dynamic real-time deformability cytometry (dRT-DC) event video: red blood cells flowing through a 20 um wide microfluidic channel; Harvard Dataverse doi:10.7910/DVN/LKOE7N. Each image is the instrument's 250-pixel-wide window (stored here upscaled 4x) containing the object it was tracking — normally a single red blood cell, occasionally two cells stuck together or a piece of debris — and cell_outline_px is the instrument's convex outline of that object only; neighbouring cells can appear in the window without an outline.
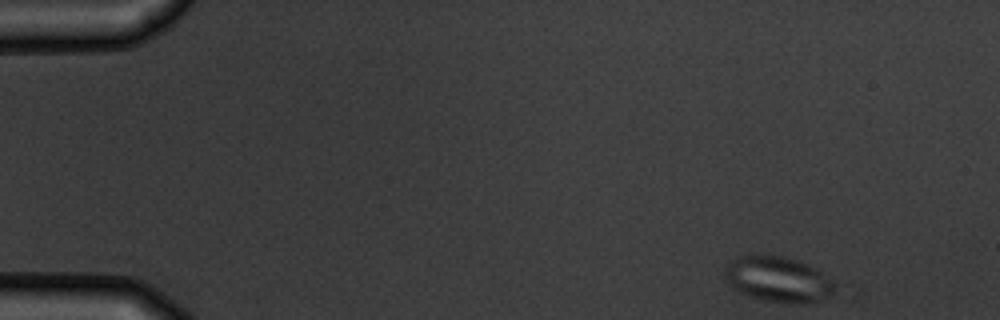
{"species": "common noctule bat (a hibernating species)", "species_latin": "Nyctalus noctula", "temperature_condition": "warm", "stored_images_in_passage": 4, "camera_frame_rate_fps": 3000, "um_per_image_px": 0.085, "animal": {"sex": "male", "body_mass_g": 19.5, "forearm_length_mm": 54.6}, "frame": {"image": 1, "passage_image": 1, "time_ms": 0.0, "image_size_px": [1000, 320], "cell_outline_px": [[836, 284], [832, 296], [820, 300], [800, 304], [788, 304], [764, 300], [740, 292], [732, 288], [728, 284], [724, 276], [724, 268], [732, 260], [740, 256], [780, 256], [796, 260], [808, 264], [816, 268], [832, 280]], "centroid_in_image_um": [66.16, 23.77], "position_along_channel_um": 18.8, "area_um2": 29.13}}